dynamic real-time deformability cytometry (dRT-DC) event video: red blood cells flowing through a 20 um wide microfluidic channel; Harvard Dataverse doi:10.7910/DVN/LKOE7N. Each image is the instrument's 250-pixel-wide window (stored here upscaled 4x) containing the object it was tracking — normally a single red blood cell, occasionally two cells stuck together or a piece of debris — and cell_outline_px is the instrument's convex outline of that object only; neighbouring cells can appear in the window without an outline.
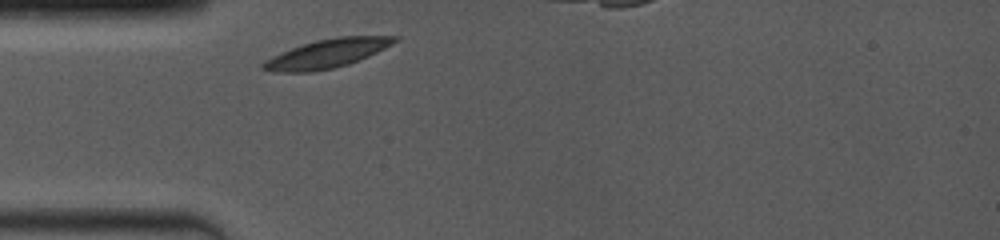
{"species": "common noctule bat (a hibernating species)", "species_latin": "Nyctalus noctula", "temperature_condition": "room temperature", "stored_images_in_passage": 29, "camera_frame_rate_fps": 4000, "um_per_image_px": 0.085, "animal": {"sex": "female", "body_mass_g": 19.0, "forearm_length_mm": 53.3}, "frame": {"image": 1, "passage_image": 1, "time_ms": 0.0, "image_size_px": [1000, 240], "cell_outline_px": [[400, 40], [368, 56], [348, 64], [332, 68], [312, 72], [276, 72], [260, 68], [260, 64], [264, 60], [272, 56], [292, 48], [316, 40], [340, 36], [400, 36]], "centroid_in_image_um": [27.79, 4.55], "position_along_channel_um": 57.2, "area_um2": 21.85}}
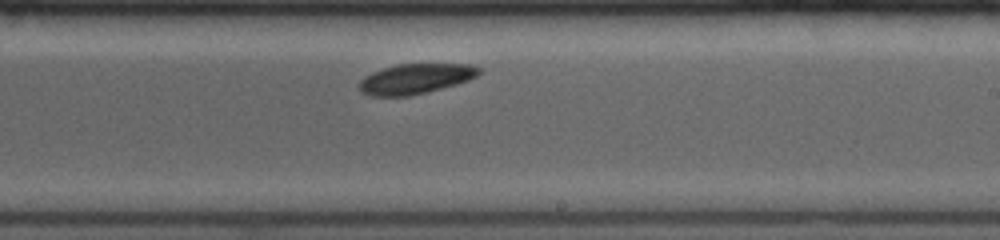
{"frame": {"image": 2, "passage_image": 17, "time_ms": 5.25, "image_size_px": [1000, 240], "cell_outline_px": [[480, 72], [476, 76], [468, 80], [456, 84], [428, 92], [408, 96], [368, 96], [360, 92], [360, 80], [364, 76], [372, 72], [396, 64], [468, 64], [480, 68]], "centroid_in_image_um": [35.28, 6.7], "position_along_channel_um": 253.7, "area_um2": 20.98}}
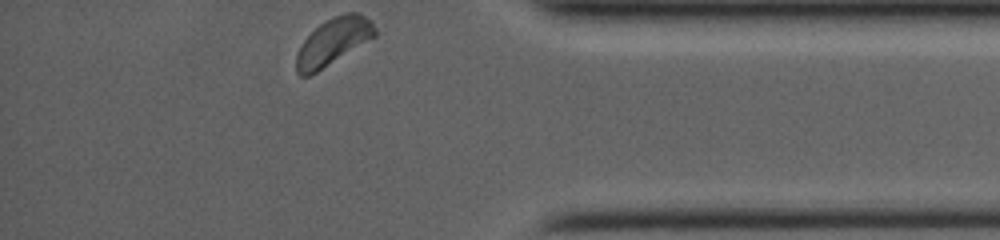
{"frame": {"image": 3, "passage_image": 29, "time_ms": 9.5, "image_size_px": [1000, 240], "cell_outline_px": [[376, 36], [316, 72], [308, 76], [300, 76], [296, 72], [296, 52], [304, 40], [320, 24], [332, 16], [344, 12], [360, 12], [372, 20], [376, 28]], "centroid_in_image_um": [28.34, 3.5], "position_along_channel_um": 406.9, "area_um2": 21.44}, "authors_computed_cell_mechanics": {"area_um2": 20.9814, "velocity_mm_per_s": 3.8321, "shape_relaxation_time_tau1_ms": null, "shape_relaxation_time_tau2_ms": 10.2191, "deformation_change_tau1": null, "deformation_change_tau2": 0.1092}}